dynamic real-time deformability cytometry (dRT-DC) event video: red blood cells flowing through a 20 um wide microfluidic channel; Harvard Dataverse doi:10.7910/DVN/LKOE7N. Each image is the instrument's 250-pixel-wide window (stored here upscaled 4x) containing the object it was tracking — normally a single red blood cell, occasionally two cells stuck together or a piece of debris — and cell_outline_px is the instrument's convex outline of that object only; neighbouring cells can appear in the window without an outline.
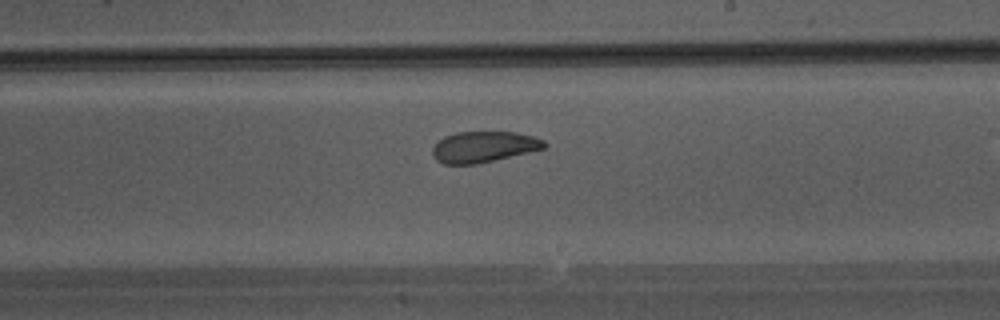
{"species": "Egyptian fruit bat (a non-hibernating species)", "species_latin": "Rousettus aegyptiacus", "temperature_condition": "warm", "stored_images_in_passage": 25, "camera_frame_rate_fps": 3000, "um_per_image_px": 0.085, "animal": {"sex": "male"}, "frame": {"image": 1, "passage_image": 15, "time_ms": 4.667, "image_size_px": [1000, 320], "cell_outline_px": [[548, 144], [544, 148], [528, 152], [476, 164], [444, 164], [436, 160], [432, 156], [432, 148], [444, 136], [456, 132], [516, 132], [532, 136], [544, 140]], "centroid_in_image_um": [41.09, 12.48], "position_along_channel_um": 247.9, "area_um2": 20.06}}